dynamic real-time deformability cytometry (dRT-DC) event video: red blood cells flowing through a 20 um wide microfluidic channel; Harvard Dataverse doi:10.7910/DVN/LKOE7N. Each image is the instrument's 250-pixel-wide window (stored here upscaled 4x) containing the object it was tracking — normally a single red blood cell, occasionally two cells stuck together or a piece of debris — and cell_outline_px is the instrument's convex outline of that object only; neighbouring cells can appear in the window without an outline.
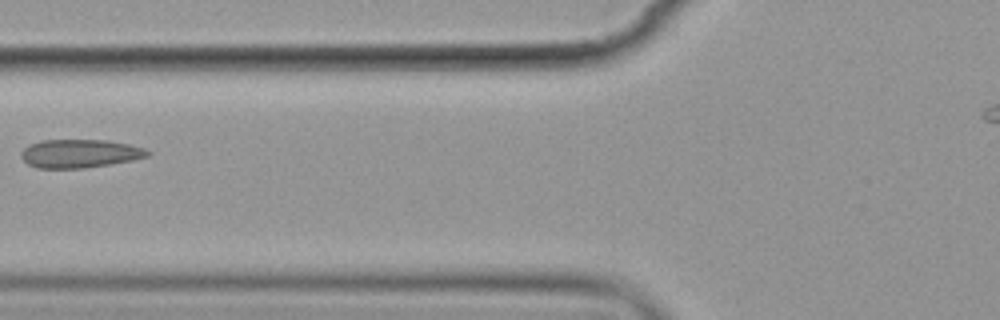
{"species": "common noctule bat (a hibernating species)", "species_latin": "Nyctalus noctula", "temperature_condition": "cold", "stored_images_in_passage": 9, "camera_frame_rate_fps": 3000, "um_per_image_px": 0.085, "animal": {"sex": "female", "body_mass_g": 19.9}, "frame": {"image": 1, "passage_image": 6, "time_ms": 6.0, "image_size_px": [1000, 320], "cell_outline_px": [[152, 152], [148, 156], [132, 160], [84, 168], [36, 168], [28, 164], [20, 156], [20, 152], [28, 144], [40, 140], [108, 140], [128, 144], [144, 148]], "centroid_in_image_um": [6.75, 13.04], "position_along_channel_um": 119.1, "area_um2": 20.98}}
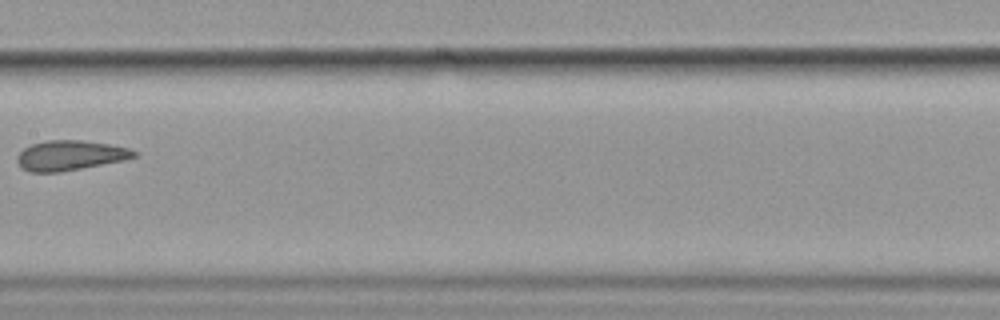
{"frame": {"image": 2, "passage_image": 8, "time_ms": 8.333, "image_size_px": [1000, 320], "cell_outline_px": [[140, 152], [136, 156], [124, 160], [60, 172], [32, 172], [24, 168], [16, 160], [16, 156], [24, 148], [32, 144], [48, 140], [80, 140], [108, 144], [128, 148]], "centroid_in_image_um": [5.97, 13.2], "position_along_channel_um": 201.4, "area_um2": 20.17}}
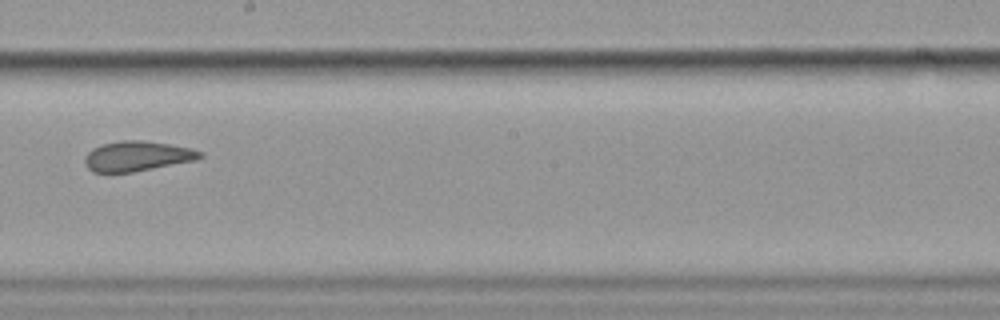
{"frame": {"image": 3, "passage_image": 9, "time_ms": 9.333, "image_size_px": [1000, 320], "cell_outline_px": [[204, 156], [196, 160], [132, 172], [92, 172], [84, 164], [84, 160], [88, 152], [92, 148], [104, 144], [124, 140], [144, 140], [192, 148], [204, 152]], "centroid_in_image_um": [11.68, 13.27], "position_along_channel_um": 236.5, "area_um2": 20.11}}